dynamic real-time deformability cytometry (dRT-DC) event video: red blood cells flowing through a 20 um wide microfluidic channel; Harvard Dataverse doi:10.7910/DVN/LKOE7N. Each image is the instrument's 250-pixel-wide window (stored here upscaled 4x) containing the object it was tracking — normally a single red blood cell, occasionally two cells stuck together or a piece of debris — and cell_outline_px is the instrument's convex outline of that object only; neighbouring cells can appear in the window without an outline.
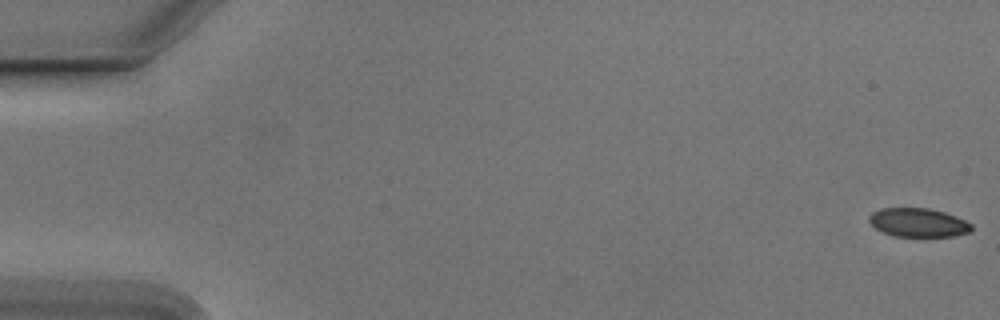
{"species": "Egyptian fruit bat (a non-hibernating species)", "species_latin": "Rousettus aegyptiacus", "temperature_condition": "cold", "stored_images_in_passage": 8, "camera_frame_rate_fps": 3000, "um_per_image_px": 0.085, "animal": {"sex": "male"}, "frame": {"image": 1, "passage_image": 1, "time_ms": 0.0, "image_size_px": [1000, 320], "cell_outline_px": [[972, 232], [956, 236], [892, 236], [876, 228], [868, 220], [868, 216], [872, 212], [880, 208], [928, 208], [944, 212], [956, 216], [972, 224]], "centroid_in_image_um": [78.06, 18.92], "position_along_channel_um": 6.9, "area_um2": 17.22}}